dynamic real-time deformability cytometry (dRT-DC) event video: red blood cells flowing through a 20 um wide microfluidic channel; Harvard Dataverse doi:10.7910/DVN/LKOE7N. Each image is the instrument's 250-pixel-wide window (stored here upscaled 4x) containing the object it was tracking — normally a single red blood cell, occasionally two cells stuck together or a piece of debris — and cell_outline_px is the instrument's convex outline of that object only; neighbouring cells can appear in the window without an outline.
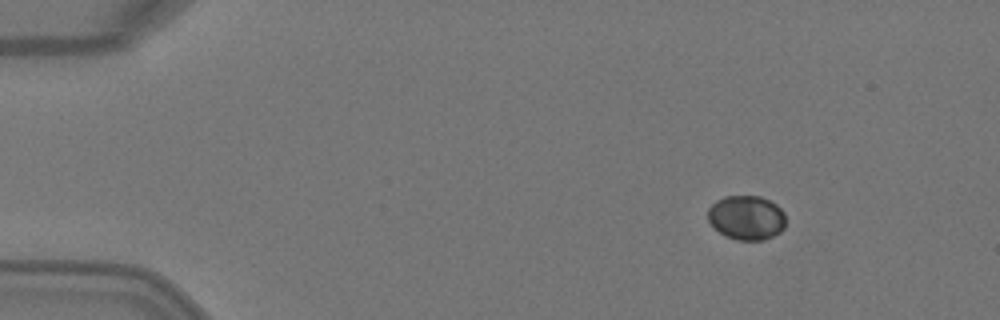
{"species": "Egyptian fruit bat (a non-hibernating species)", "species_latin": "Rousettus aegyptiacus", "temperature_condition": "warm", "stored_images_in_passage": 4, "camera_frame_rate_fps": 3000, "um_per_image_px": 0.085, "animal": {"sex": "female"}, "frame": {"image": 1, "passage_image": 1, "time_ms": 0.0, "image_size_px": [1000, 320], "cell_outline_px": [[784, 228], [780, 232], [764, 240], [736, 240], [724, 236], [708, 220], [708, 208], [716, 200], [724, 196], [760, 196], [776, 204], [784, 212]], "centroid_in_image_um": [63.44, 18.5], "position_along_channel_um": 21.6, "area_um2": 20.11}}
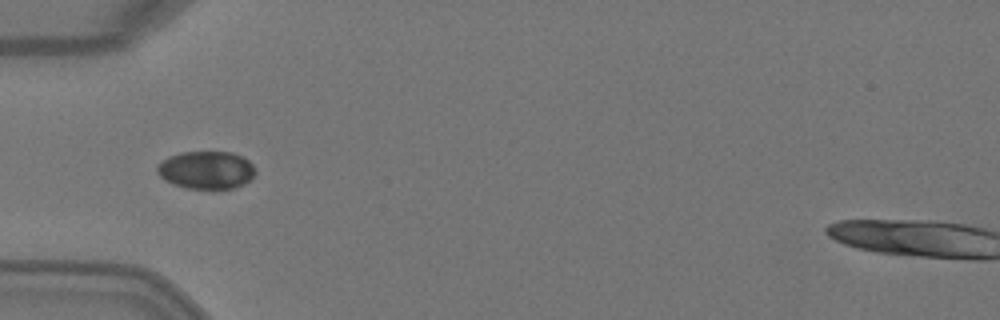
{"frame": {"image": 2, "passage_image": 4, "time_ms": 1.0, "image_size_px": [1000, 320], "cell_outline_px": [[256, 172], [244, 184], [236, 188], [188, 188], [172, 184], [164, 180], [156, 172], [156, 168], [168, 156], [180, 152], [232, 152], [248, 160], [252, 164]], "centroid_in_image_um": [17.52, 14.45], "position_along_channel_um": 67.5, "area_um2": 21.5}}